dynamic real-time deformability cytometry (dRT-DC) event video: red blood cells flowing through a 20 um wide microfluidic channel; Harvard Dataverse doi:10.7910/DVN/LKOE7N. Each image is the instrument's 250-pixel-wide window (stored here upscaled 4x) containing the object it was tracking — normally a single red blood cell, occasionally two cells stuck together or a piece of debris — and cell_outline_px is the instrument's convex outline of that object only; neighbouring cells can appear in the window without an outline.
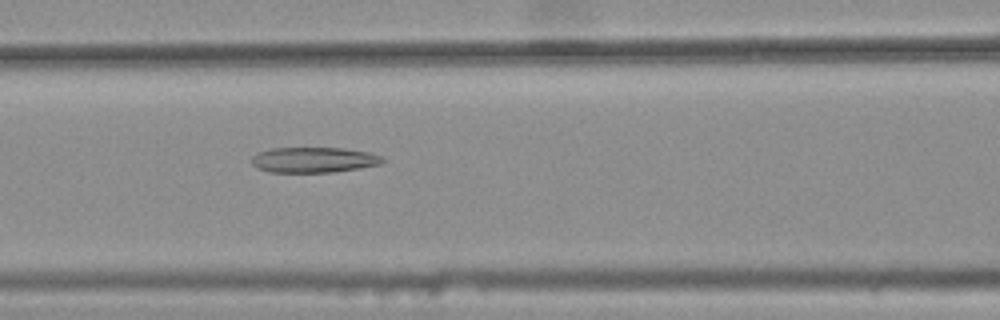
{"species": "common noctule bat (a hibernating species)", "species_latin": "Nyctalus noctula", "temperature_condition": "warm", "stored_images_in_passage": 26, "camera_frame_rate_fps": 3000, "um_per_image_px": 0.085, "animal": {"sex": "female", "body_mass_g": 25.1}, "frame": {"image": 1, "passage_image": 22, "time_ms": 7.0, "image_size_px": [1000, 320], "cell_outline_px": [[388, 160], [380, 164], [360, 168], [336, 172], [268, 172], [256, 168], [252, 164], [252, 156], [256, 152], [272, 148], [344, 148], [368, 152], [380, 156]], "centroid_in_image_um": [26.66, 13.59], "position_along_channel_um": 139.9, "area_um2": 19.59}}
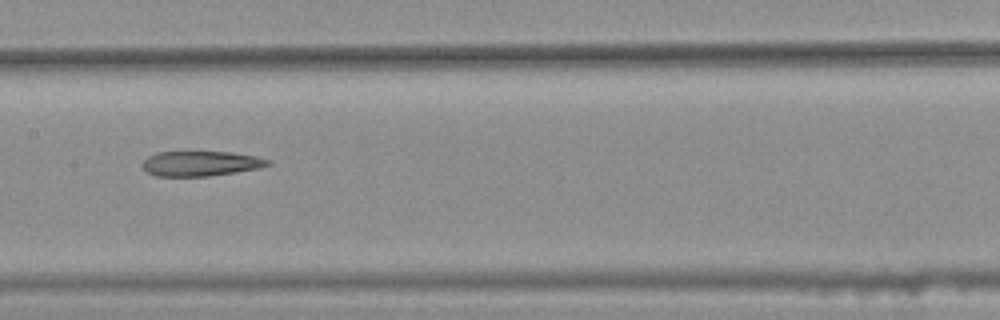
{"frame": {"image": 2, "passage_image": 26, "time_ms": 8.333, "image_size_px": [1000, 320], "cell_outline_px": [[272, 164], [260, 168], [208, 176], [156, 176], [148, 172], [140, 164], [148, 156], [156, 152], [232, 152], [256, 156], [268, 160]], "centroid_in_image_um": [17.05, 13.89], "position_along_channel_um": 190.4, "area_um2": 18.21}}